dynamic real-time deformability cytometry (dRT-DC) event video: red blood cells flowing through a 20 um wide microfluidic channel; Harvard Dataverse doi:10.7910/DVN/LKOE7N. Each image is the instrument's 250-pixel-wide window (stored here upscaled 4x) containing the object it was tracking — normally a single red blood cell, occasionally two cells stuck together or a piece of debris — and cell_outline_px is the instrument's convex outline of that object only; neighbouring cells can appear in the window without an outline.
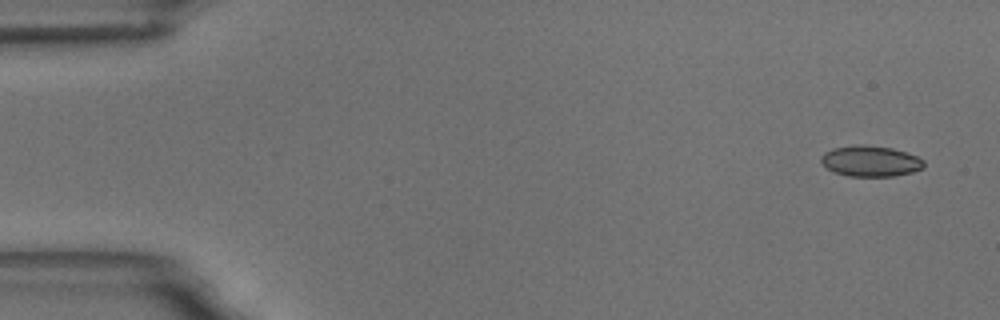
{"species": "common noctule bat (a hibernating species)", "species_latin": "Nyctalus noctula", "temperature_condition": "room temperature", "stored_images_in_passage": 5, "camera_frame_rate_fps": 3000, "um_per_image_px": 0.085, "animal": {"sex": "male", "body_mass_g": 18.8}, "frame": {"image": 1, "passage_image": 1, "time_ms": 0.0, "image_size_px": [1000, 320], "cell_outline_px": [[924, 168], [912, 172], [892, 176], [848, 176], [836, 172], [828, 168], [820, 160], [820, 156], [824, 152], [832, 148], [860, 144], [892, 148], [916, 156], [924, 160]], "centroid_in_image_um": [73.99, 13.69], "position_along_channel_um": 11.0, "area_um2": 18.32}}